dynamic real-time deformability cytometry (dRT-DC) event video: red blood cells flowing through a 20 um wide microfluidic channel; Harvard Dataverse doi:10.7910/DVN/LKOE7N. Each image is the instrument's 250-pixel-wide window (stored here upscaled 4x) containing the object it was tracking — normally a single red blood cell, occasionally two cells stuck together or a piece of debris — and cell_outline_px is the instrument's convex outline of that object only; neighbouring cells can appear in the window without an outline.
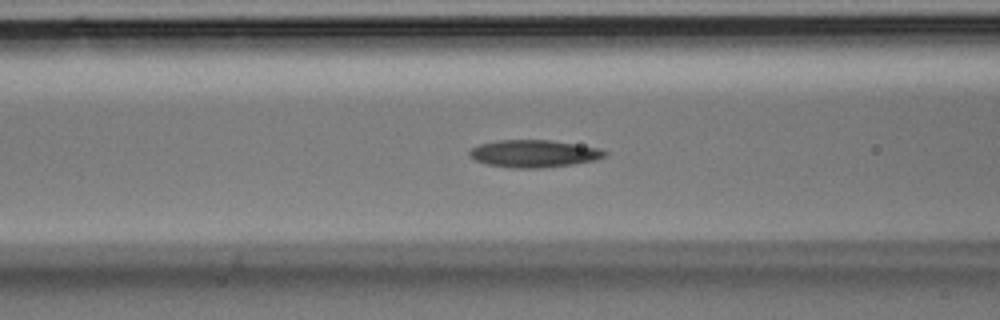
{"species": "Egyptian fruit bat (a non-hibernating species)", "species_latin": "Rousettus aegyptiacus", "temperature_condition": "room temperature", "stored_images_in_passage": 30, "camera_frame_rate_fps": 3000, "um_per_image_px": 0.085, "animal": {"sex": "male"}, "frame": {"image": 1, "passage_image": 8, "time_ms": 2.333, "image_size_px": [1000, 320], "cell_outline_px": [[608, 152], [604, 156], [592, 160], [572, 164], [540, 168], [512, 168], [488, 164], [476, 160], [468, 156], [468, 152], [472, 148], [480, 144], [496, 140], [548, 140], [596, 148]], "centroid_in_image_um": [45.3, 13.06], "position_along_channel_um": 121.3, "area_um2": 21.15}}
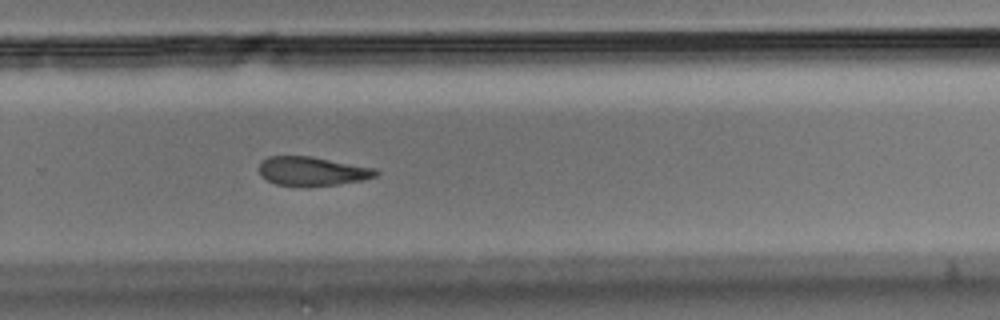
{"frame": {"image": 2, "passage_image": 18, "time_ms": 5.667, "image_size_px": [1000, 320], "cell_outline_px": [[380, 172], [376, 176], [360, 180], [336, 184], [276, 184], [260, 176], [260, 160], [268, 156], [312, 156], [376, 168]], "centroid_in_image_um": [26.54, 14.5], "position_along_channel_um": 303.3, "area_um2": 19.19}}
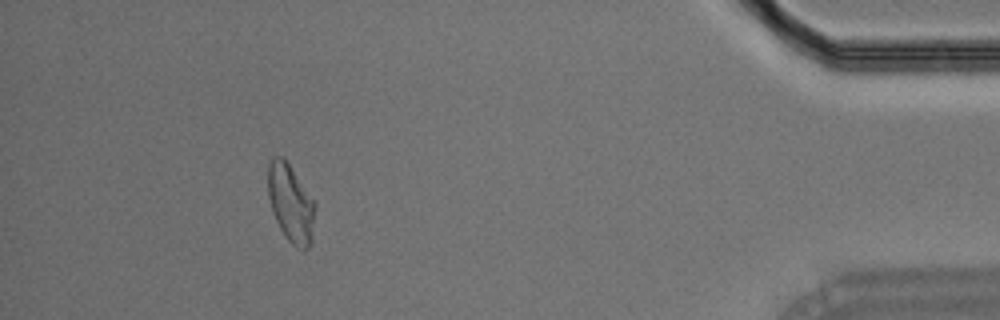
{"frame": {"image": 3, "passage_image": 27, "time_ms": 8.667, "image_size_px": [1000, 320], "cell_outline_px": [[316, 204], [312, 244], [308, 248], [296, 248], [284, 236], [272, 212], [268, 196], [268, 164], [272, 156], [284, 156]], "centroid_in_image_um": [24.72, 17.27], "position_along_channel_um": 410.5, "area_um2": 21.62}}